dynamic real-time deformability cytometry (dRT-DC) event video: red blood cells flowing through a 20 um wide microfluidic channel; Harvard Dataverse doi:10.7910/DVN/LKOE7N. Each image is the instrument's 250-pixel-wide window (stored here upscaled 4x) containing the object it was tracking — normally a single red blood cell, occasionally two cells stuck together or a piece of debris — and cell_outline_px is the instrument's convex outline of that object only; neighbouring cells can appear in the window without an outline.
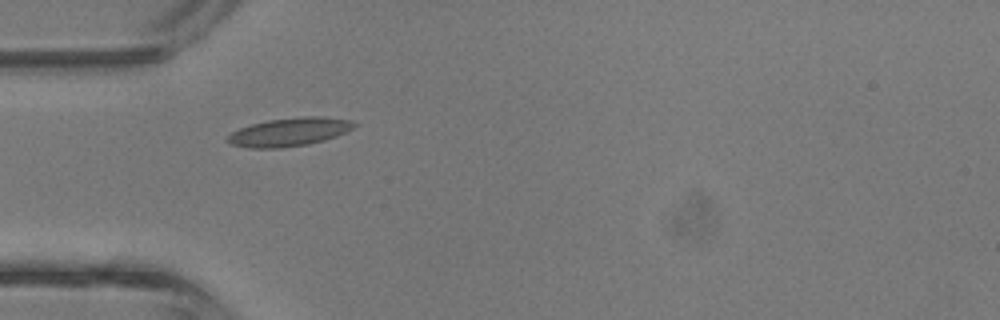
{"species": "common noctule bat (a hibernating species)", "species_latin": "Nyctalus noctula", "temperature_condition": "room temperature", "stored_images_in_passage": 25, "camera_frame_rate_fps": 3000, "um_per_image_px": 0.085, "animal": {"sex": "male", "body_mass_g": 13.3}, "frame": {"image": 1, "passage_image": 1, "time_ms": 0.0, "image_size_px": [1000, 320], "cell_outline_px": [[356, 124], [352, 128], [336, 136], [324, 140], [308, 144], [280, 148], [248, 148], [232, 144], [228, 140], [228, 136], [232, 132], [240, 128], [252, 124], [268, 120], [304, 116], [320, 116], [352, 120]], "centroid_in_image_um": [24.6, 11.21], "position_along_channel_um": 60.4, "area_um2": 20.69}}
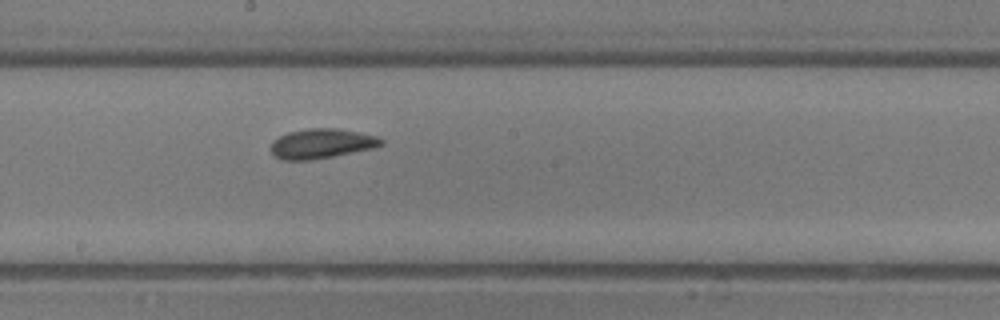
{"frame": {"image": 2, "passage_image": 11, "time_ms": 3.333, "image_size_px": [1000, 320], "cell_outline_px": [[384, 144], [376, 148], [312, 160], [280, 160], [272, 152], [272, 140], [288, 132], [308, 128], [340, 128], [376, 136], [384, 140]], "centroid_in_image_um": [27.37, 12.2], "position_along_channel_um": 220.8, "area_um2": 19.25}}
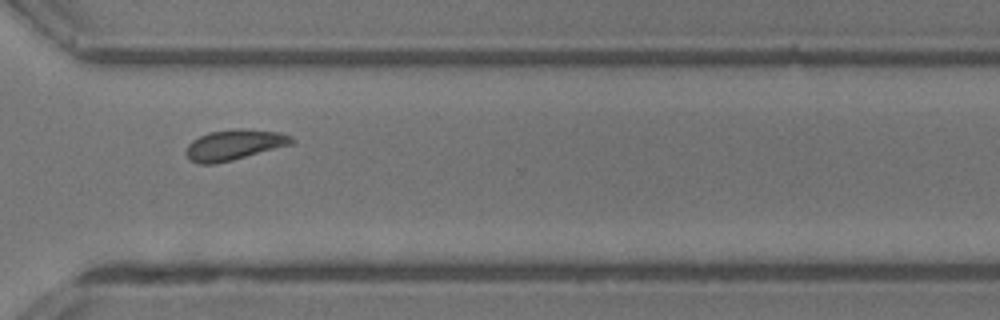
{"frame": {"image": 3, "passage_image": 19, "time_ms": 6.0, "image_size_px": [1000, 320], "cell_outline_px": [[296, 140], [292, 144], [232, 160], [212, 164], [200, 164], [192, 160], [184, 152], [188, 144], [192, 140], [208, 132], [236, 128], [244, 128], [280, 132], [292, 136]], "centroid_in_image_um": [19.92, 12.29], "position_along_channel_um": 350.7, "area_um2": 18.79}, "authors_computed_cell_mechanics": {"area_um2": 18.785, "velocity_mm_per_s": 4.8817, "shape_relaxation_time_tau1_ms": 3.923, "shape_relaxation_time_tau2_ms": 1.2874, "deformation_change_tau1": 0.1007, "deformation_change_tau2": 0.0564}}